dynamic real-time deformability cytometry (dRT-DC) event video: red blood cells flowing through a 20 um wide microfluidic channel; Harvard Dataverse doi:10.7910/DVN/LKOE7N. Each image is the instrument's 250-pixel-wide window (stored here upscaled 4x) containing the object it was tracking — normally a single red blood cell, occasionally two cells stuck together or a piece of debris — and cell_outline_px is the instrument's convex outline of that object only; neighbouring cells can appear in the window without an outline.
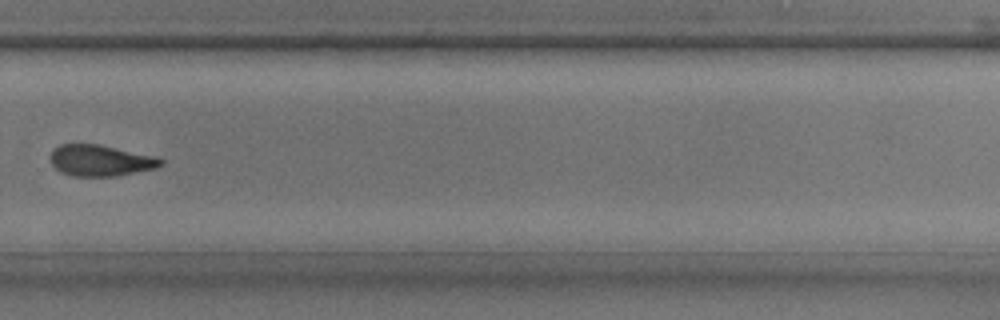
{"species": "common noctule bat (a hibernating species)", "species_latin": "Nyctalus noctula", "temperature_condition": "room temperature", "stored_images_in_passage": 27, "camera_frame_rate_fps": 3000, "um_per_image_px": 0.085, "animal": {"sex": "male", "body_mass_g": 17.9, "forearm_length_mm": 54.2}, "frame": {"image": 1, "passage_image": 16, "time_ms": 5.0, "image_size_px": [1000, 320], "cell_outline_px": [[164, 164], [156, 168], [116, 176], [72, 176], [60, 172], [52, 164], [48, 156], [52, 148], [60, 144], [100, 144], [160, 156], [164, 160]], "centroid_in_image_um": [8.56, 13.62], "position_along_channel_um": 321.2, "area_um2": 20.63}}
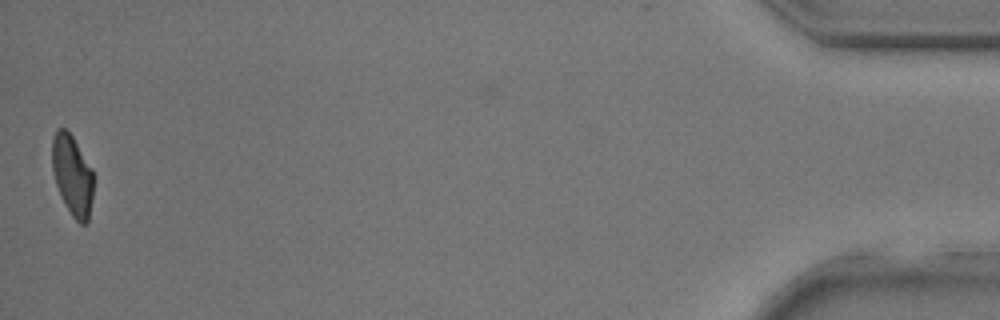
{"frame": {"image": 2, "passage_image": 27, "time_ms": 8.667, "image_size_px": [1000, 320], "cell_outline_px": [[92, 200], [88, 220], [84, 224], [80, 224], [72, 216], [56, 184], [52, 168], [52, 140], [56, 128], [64, 128], [72, 136], [92, 168]], "centroid_in_image_um": [6.14, 14.87], "position_along_channel_um": 429.1, "area_um2": 19.02}}